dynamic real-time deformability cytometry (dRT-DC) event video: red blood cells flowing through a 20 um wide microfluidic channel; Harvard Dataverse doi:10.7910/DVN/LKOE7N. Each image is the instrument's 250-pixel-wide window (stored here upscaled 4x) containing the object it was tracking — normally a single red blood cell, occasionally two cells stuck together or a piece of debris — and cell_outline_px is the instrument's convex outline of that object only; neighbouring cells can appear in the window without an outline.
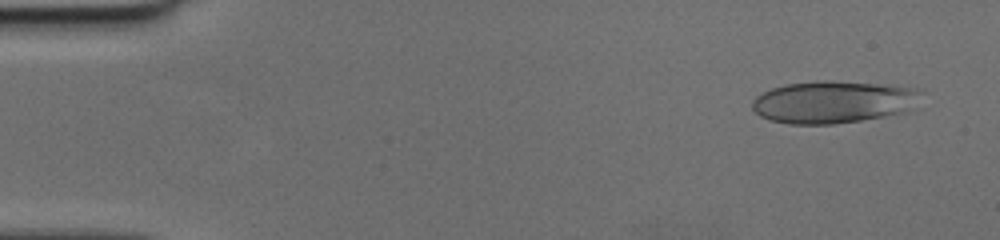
{"species": "human", "species_latin": "Homo sapiens", "temperature_condition": "cold", "stored_images_in_passage": 16, "camera_frame_rate_fps": 3000, "um_per_image_px": 0.085, "donor": {"sex": "female"}, "frame": {"image": 1, "passage_image": 3, "time_ms": 0.667, "image_size_px": [1000, 240], "cell_outline_px": [[916, 92], [900, 112], [860, 120], [832, 124], [788, 124], [772, 120], [760, 116], [752, 108], [752, 100], [756, 96], [772, 88], [788, 84], [872, 84], [912, 88]], "centroid_in_image_um": [70.56, 8.73], "position_along_channel_um": 14.4, "area_um2": 38.38}}
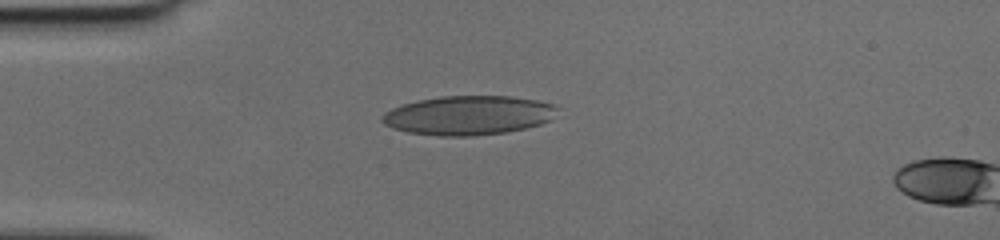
{"frame": {"image": 2, "passage_image": 13, "time_ms": 4.0, "image_size_px": [1000, 240], "cell_outline_px": [[556, 108], [548, 120], [540, 124], [524, 128], [504, 132], [472, 136], [440, 136], [408, 132], [392, 128], [384, 124], [380, 120], [380, 116], [384, 112], [392, 108], [404, 104], [420, 100], [440, 96], [508, 96], [536, 100], [552, 104]], "centroid_in_image_um": [39.73, 9.8], "position_along_channel_um": 45.3, "area_um2": 39.59}}